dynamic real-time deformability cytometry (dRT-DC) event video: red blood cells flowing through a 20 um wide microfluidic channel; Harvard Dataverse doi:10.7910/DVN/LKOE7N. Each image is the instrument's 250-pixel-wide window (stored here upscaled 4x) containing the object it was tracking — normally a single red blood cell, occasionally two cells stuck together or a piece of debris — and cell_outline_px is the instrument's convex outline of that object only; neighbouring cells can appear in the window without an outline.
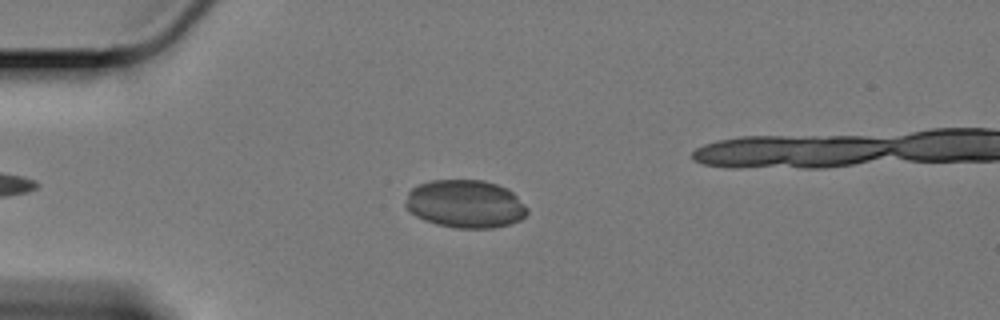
{"species": "Egyptian fruit bat (a non-hibernating species)", "species_latin": "Rousettus aegyptiacus", "temperature_condition": "cold", "stored_images_in_passage": 50, "camera_frame_rate_fps": 3000, "um_per_image_px": 0.085, "animal": {"sex": "female"}, "frame": {"image": 1, "passage_image": 12, "time_ms": 3.667, "image_size_px": [1000, 320], "cell_outline_px": [[528, 212], [520, 220], [508, 224], [492, 228], [456, 228], [436, 224], [424, 220], [416, 216], [404, 204], [408, 192], [412, 188], [420, 184], [432, 180], [484, 180], [508, 188], [528, 208]], "centroid_in_image_um": [39.55, 17.33], "position_along_channel_um": 45.5, "area_um2": 33.99}}
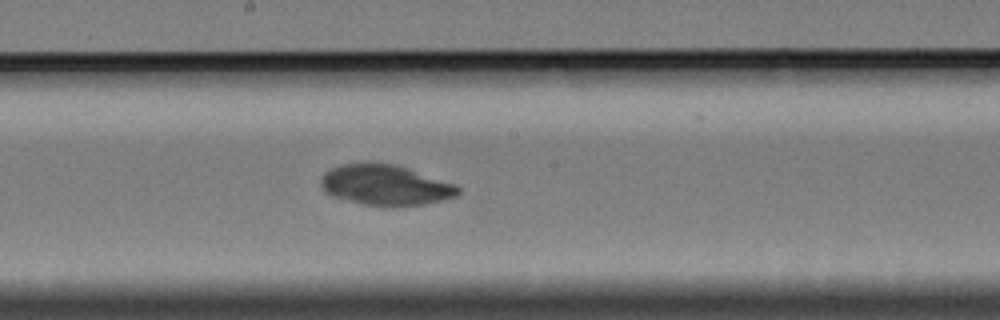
{"frame": {"image": 2, "passage_image": 29, "time_ms": 9.333, "image_size_px": [1000, 320], "cell_outline_px": [[460, 192], [456, 196], [424, 204], [384, 208], [360, 204], [332, 196], [324, 192], [320, 184], [320, 180], [324, 172], [340, 164], [368, 160], [396, 164], [456, 184], [460, 188]], "centroid_in_image_um": [32.71, 15.72], "position_along_channel_um": 215.5, "area_um2": 33.35}}
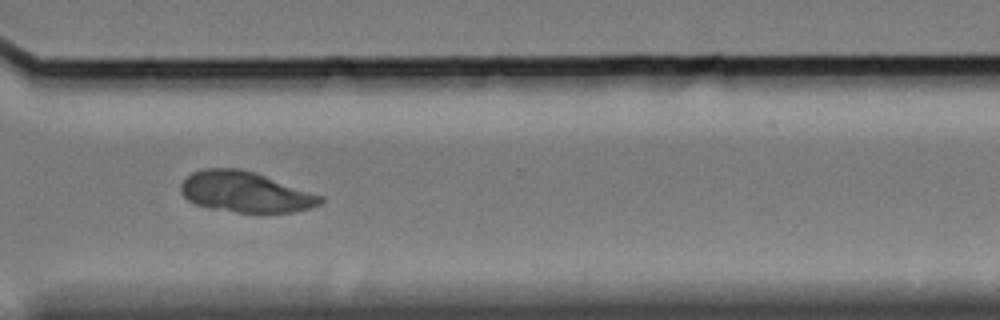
{"frame": {"image": 3, "passage_image": 41, "time_ms": 13.333, "image_size_px": [1000, 320], "cell_outline_px": [[324, 200], [320, 204], [312, 208], [292, 212], [260, 216], [212, 208], [196, 204], [188, 200], [180, 192], [180, 184], [192, 172], [204, 168], [240, 168], [256, 172], [324, 196]], "centroid_in_image_um": [20.91, 16.35], "position_along_channel_um": 349.7, "area_um2": 33.99}}